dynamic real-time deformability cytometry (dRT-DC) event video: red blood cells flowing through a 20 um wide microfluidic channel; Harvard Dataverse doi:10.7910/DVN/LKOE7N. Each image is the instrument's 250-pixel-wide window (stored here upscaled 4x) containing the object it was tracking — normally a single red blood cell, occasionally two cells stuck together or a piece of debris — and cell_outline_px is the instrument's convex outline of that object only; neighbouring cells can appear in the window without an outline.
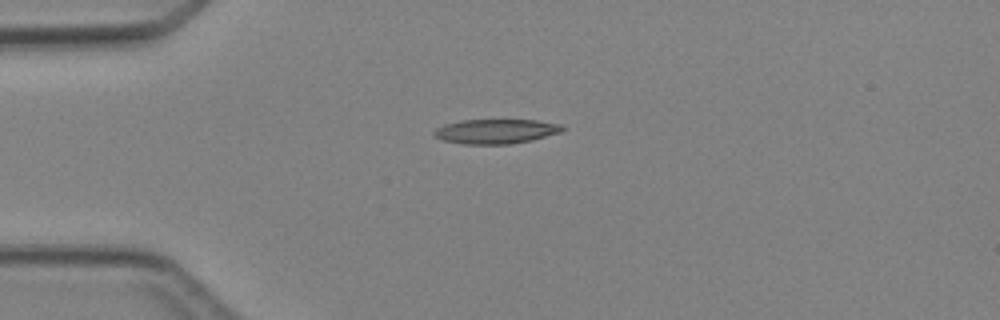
{"species": "Egyptian fruit bat (a non-hibernating species)", "species_latin": "Rousettus aegyptiacus", "temperature_condition": "cold", "stored_images_in_passage": 3, "camera_frame_rate_fps": 3000, "um_per_image_px": 0.085, "animal": {"sex": "female"}, "frame": {"image": 1, "passage_image": 3, "time_ms": 2.0, "image_size_px": [1000, 320], "cell_outline_px": [[564, 128], [560, 132], [532, 140], [508, 144], [464, 144], [444, 140], [436, 136], [432, 132], [436, 128], [444, 124], [460, 120], [536, 120], [560, 124]], "centroid_in_image_um": [42.13, 11.16], "position_along_channel_um": 42.9, "area_um2": 18.21}}